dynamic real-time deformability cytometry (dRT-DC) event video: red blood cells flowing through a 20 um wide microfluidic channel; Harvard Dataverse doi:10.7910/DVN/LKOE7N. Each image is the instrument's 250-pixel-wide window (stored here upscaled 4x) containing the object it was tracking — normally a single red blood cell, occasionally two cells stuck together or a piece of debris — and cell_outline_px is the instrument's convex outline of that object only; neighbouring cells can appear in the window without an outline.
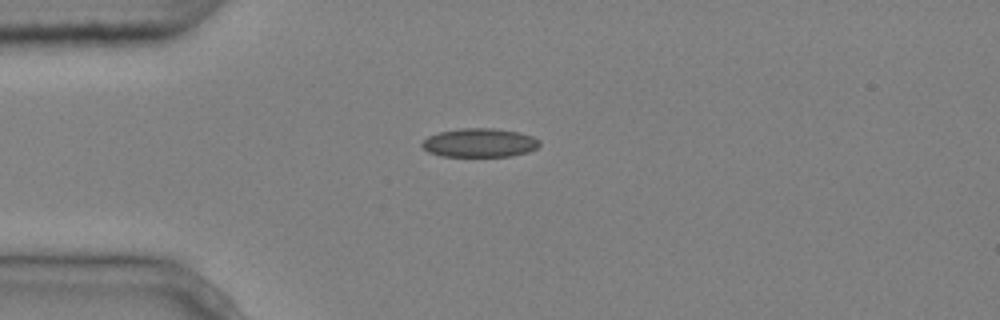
{"species": "common noctule bat (a hibernating species)", "species_latin": "Nyctalus noctula", "temperature_condition": "cold", "stored_images_in_passage": 1, "camera_frame_rate_fps": 3000, "um_per_image_px": 0.085, "animal": {"sex": "male", "body_mass_g": 20.4}, "frame": {"image": 1, "passage_image": 1, "time_ms": 0.0, "image_size_px": [1000, 320], "cell_outline_px": [[540, 144], [536, 148], [528, 152], [512, 156], [440, 156], [428, 152], [420, 144], [428, 136], [440, 132], [460, 128], [492, 128], [520, 132], [532, 136], [540, 140]], "centroid_in_image_um": [40.77, 12.13], "position_along_channel_um": 44.2, "area_um2": 19.77}}